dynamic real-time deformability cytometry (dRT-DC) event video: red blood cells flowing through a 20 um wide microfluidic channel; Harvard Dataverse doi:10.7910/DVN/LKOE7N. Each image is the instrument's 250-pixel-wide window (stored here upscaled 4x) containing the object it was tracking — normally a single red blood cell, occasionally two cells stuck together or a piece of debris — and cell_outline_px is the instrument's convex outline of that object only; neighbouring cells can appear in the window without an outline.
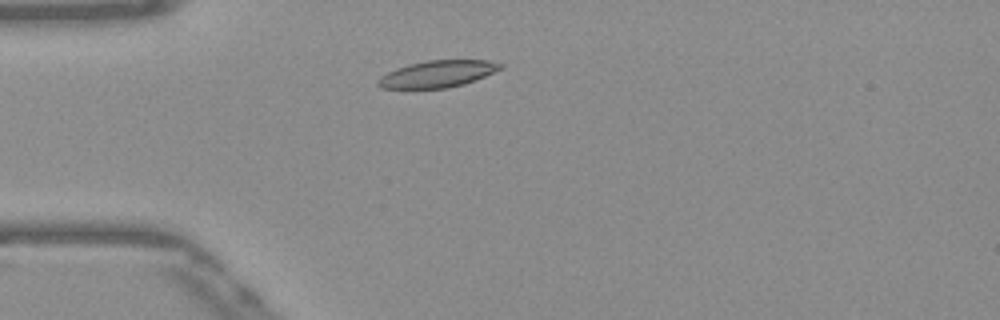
{"species": "Egyptian fruit bat (a non-hibernating species)", "species_latin": "Rousettus aegyptiacus", "temperature_condition": "warm", "stored_images_in_passage": 45, "camera_frame_rate_fps": 3000, "um_per_image_px": 0.085, "frame": {"image": 1, "passage_image": 7, "time_ms": 2.0, "image_size_px": [1000, 320], "cell_outline_px": [[504, 68], [476, 80], [464, 84], [448, 88], [380, 88], [376, 84], [376, 80], [380, 76], [396, 68], [408, 64], [428, 60], [488, 60], [504, 64]], "centroid_in_image_um": [37.2, 6.28], "position_along_channel_um": 47.8, "area_um2": 19.31}}
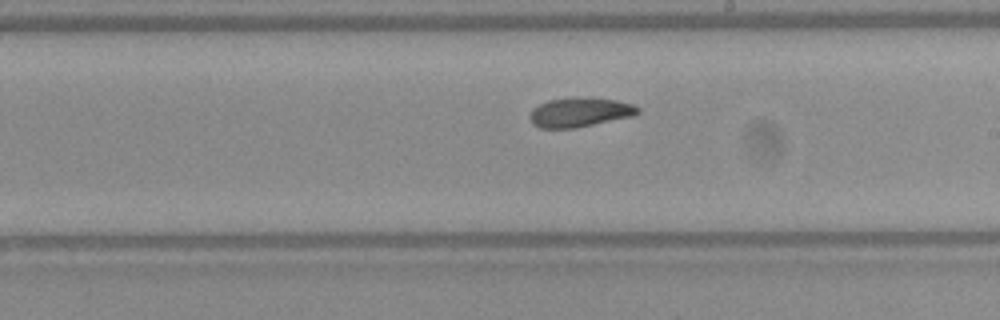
{"frame": {"image": 2, "passage_image": 23, "time_ms": 7.333, "image_size_px": [1000, 320], "cell_outline_px": [[640, 112], [632, 116], [576, 128], [540, 128], [532, 124], [528, 116], [532, 108], [548, 100], [580, 96], [616, 100], [632, 104], [640, 108]], "centroid_in_image_um": [49.25, 9.54], "position_along_channel_um": 239.7, "area_um2": 18.67}}
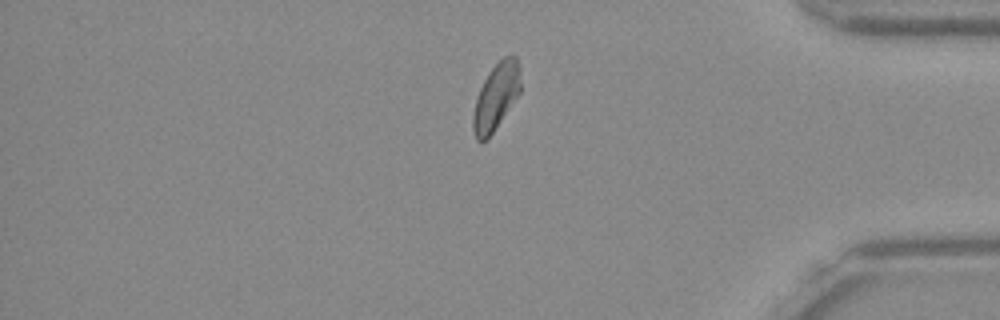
{"frame": {"image": 3, "passage_image": 37, "time_ms": 12.0, "image_size_px": [1000, 320], "cell_outline_px": [[520, 92], [492, 132], [484, 140], [476, 140], [472, 128], [472, 116], [476, 100], [480, 88], [484, 80], [492, 68], [504, 56], [516, 56], [520, 80]], "centroid_in_image_um": [42.14, 8.22], "position_along_channel_um": 393.1, "area_um2": 17.74}, "authors_computed_cell_mechanics": {"area_um2": 18.6116, "velocity_mm_per_s": 3.8548, "shape_relaxation_time_tau1_ms": 6.9189, "shape_relaxation_time_tau2_ms": 9.0656, "deformation_change_tau1": 0.1414, "deformation_change_tau2": 0.1648}}